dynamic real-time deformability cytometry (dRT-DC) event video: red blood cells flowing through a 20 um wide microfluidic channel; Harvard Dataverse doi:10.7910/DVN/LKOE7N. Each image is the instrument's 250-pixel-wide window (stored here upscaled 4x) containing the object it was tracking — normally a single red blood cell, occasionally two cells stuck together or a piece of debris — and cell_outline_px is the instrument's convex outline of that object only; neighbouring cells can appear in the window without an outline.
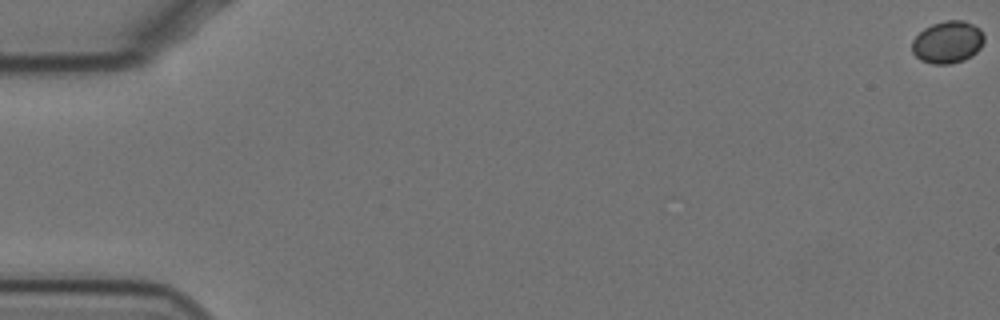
{"species": "Egyptian fruit bat (a non-hibernating species)", "species_latin": "Rousettus aegyptiacus", "temperature_condition": "cold", "stored_images_in_passage": 56, "camera_frame_rate_fps": 3000, "um_per_image_px": 0.085, "animal": {"sex": "female"}, "frame": {"image": 1, "passage_image": 1, "time_ms": 0.0, "image_size_px": [1000, 320], "cell_outline_px": [[984, 40], [980, 48], [972, 56], [964, 60], [948, 64], [932, 64], [920, 60], [912, 52], [912, 40], [924, 28], [932, 24], [944, 20], [964, 20], [980, 28], [984, 36]], "centroid_in_image_um": [80.55, 3.58], "position_along_channel_um": 4.5, "area_um2": 17.86}}
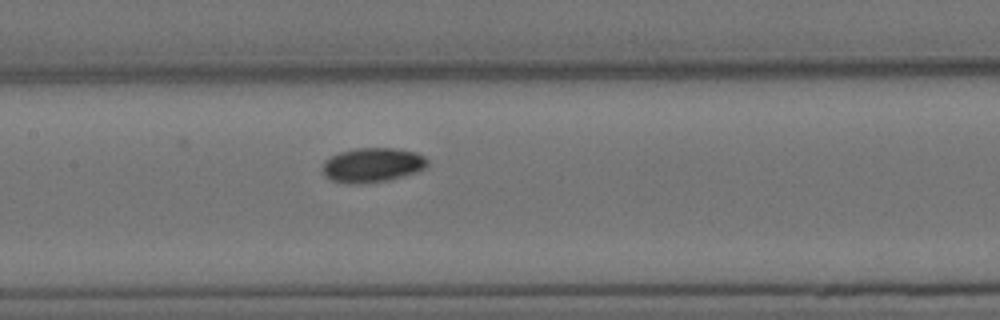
{"frame": {"image": 2, "passage_image": 30, "time_ms": 9.667, "image_size_px": [1000, 320], "cell_outline_px": [[428, 164], [424, 168], [416, 172], [388, 180], [360, 184], [344, 184], [332, 180], [324, 172], [324, 160], [340, 152], [356, 148], [396, 148], [416, 152], [424, 156], [428, 160]], "centroid_in_image_um": [31.68, 14.02], "position_along_channel_um": 175.7, "area_um2": 20.98}}
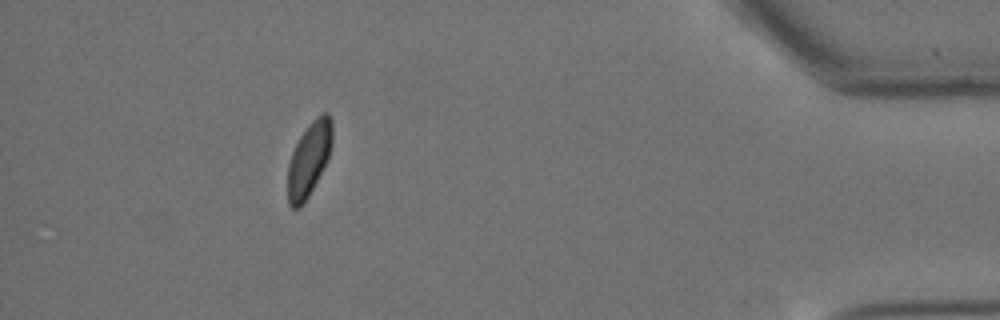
{"frame": {"image": 3, "passage_image": 55, "time_ms": 18.0, "image_size_px": [1000, 320], "cell_outline_px": [[332, 144], [328, 160], [304, 204], [300, 208], [292, 208], [288, 204], [288, 164], [292, 152], [300, 136], [308, 124], [316, 116], [324, 112], [328, 112], [332, 120]], "centroid_in_image_um": [26.27, 13.52], "position_along_channel_um": 408.9, "area_um2": 19.36}}